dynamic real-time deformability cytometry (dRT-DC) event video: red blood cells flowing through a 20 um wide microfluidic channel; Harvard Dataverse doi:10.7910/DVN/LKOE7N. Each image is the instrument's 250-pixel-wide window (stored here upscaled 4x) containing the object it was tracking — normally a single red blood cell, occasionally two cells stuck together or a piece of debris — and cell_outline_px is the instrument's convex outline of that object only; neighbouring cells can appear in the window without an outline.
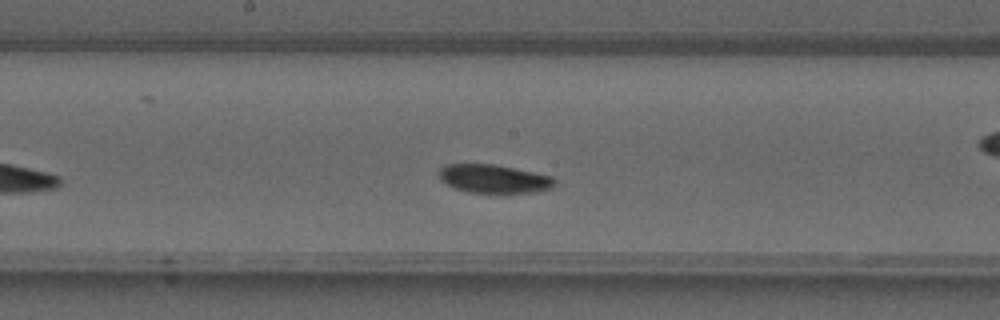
{"species": "common noctule bat (a hibernating species)", "species_latin": "Nyctalus noctula", "temperature_condition": "warm", "stored_images_in_passage": 32, "camera_frame_rate_fps": 3000, "um_per_image_px": 0.085, "animal": {"sex": "male", "forearm_length_mm": 52.5}, "frame": {"image": 1, "passage_image": 14, "time_ms": 4.333, "image_size_px": [1000, 320], "cell_outline_px": [[556, 184], [552, 188], [536, 192], [468, 192], [456, 188], [440, 180], [436, 172], [440, 168], [448, 164], [496, 164], [552, 176], [556, 180]], "centroid_in_image_um": [41.98, 15.18], "position_along_channel_um": 206.2, "area_um2": 19.19}}
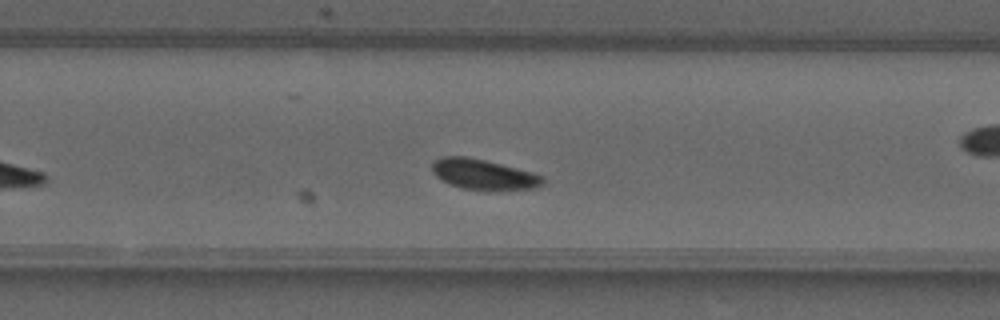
{"frame": {"image": 2, "passage_image": 19, "time_ms": 6.0, "image_size_px": [1000, 320], "cell_outline_px": [[544, 184], [536, 188], [464, 188], [448, 184], [440, 180], [432, 172], [432, 160], [440, 156], [468, 156], [532, 172], [544, 176]], "centroid_in_image_um": [41.02, 14.78], "position_along_channel_um": 288.8, "area_um2": 19.13}}